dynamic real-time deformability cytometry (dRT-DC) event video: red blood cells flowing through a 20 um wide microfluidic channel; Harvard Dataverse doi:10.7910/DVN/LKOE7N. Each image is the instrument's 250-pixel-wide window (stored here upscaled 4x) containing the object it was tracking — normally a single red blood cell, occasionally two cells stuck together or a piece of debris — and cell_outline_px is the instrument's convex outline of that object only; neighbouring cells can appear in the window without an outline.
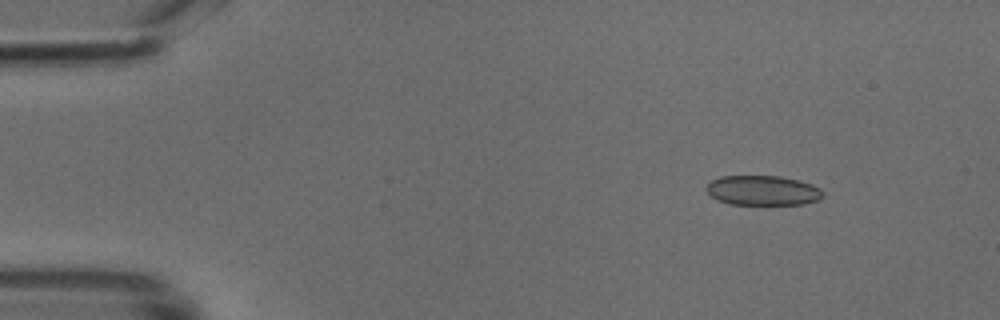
{"species": "common noctule bat (a hibernating species)", "species_latin": "Nyctalus noctula", "temperature_condition": "cold", "stored_images_in_passage": 48, "camera_frame_rate_fps": 3000, "um_per_image_px": 0.085, "animal": {"sex": "male", "body_mass_g": 18.8}, "frame": {"image": 1, "passage_image": 5, "time_ms": 1.333, "image_size_px": [1000, 320], "cell_outline_px": [[824, 196], [816, 200], [804, 204], [764, 208], [728, 204], [716, 200], [704, 188], [712, 180], [720, 176], [780, 176], [812, 184], [824, 192]], "centroid_in_image_um": [64.82, 16.25], "position_along_channel_um": 20.2, "area_um2": 21.27}}
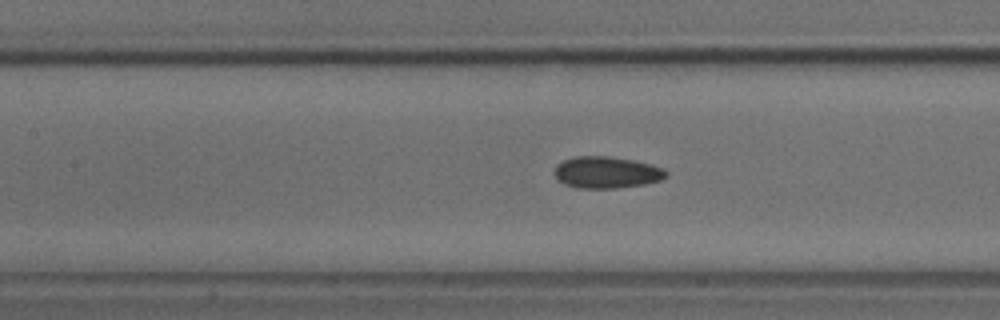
{"frame": {"image": 2, "passage_image": 21, "time_ms": 6.667, "image_size_px": [1000, 320], "cell_outline_px": [[668, 176], [660, 180], [644, 184], [616, 188], [576, 188], [564, 184], [556, 180], [552, 172], [556, 164], [564, 160], [576, 156], [608, 156], [632, 160], [652, 164], [664, 168], [668, 172]], "centroid_in_image_um": [51.52, 14.65], "position_along_channel_um": 155.9, "area_um2": 20.92}}
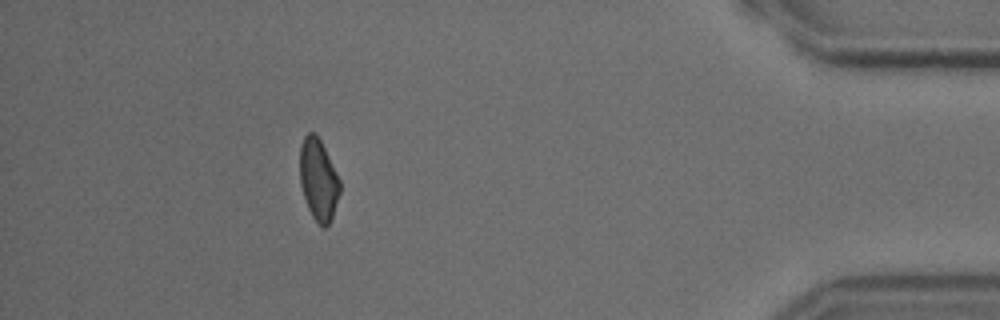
{"frame": {"image": 3, "passage_image": 43, "time_ms": 14.0, "image_size_px": [1000, 320], "cell_outline_px": [[340, 192], [332, 216], [328, 224], [324, 228], [312, 216], [308, 208], [300, 184], [300, 144], [304, 136], [308, 132], [316, 132], [340, 180]], "centroid_in_image_um": [27.05, 15.23], "position_along_channel_um": 408.2, "area_um2": 18.79}}